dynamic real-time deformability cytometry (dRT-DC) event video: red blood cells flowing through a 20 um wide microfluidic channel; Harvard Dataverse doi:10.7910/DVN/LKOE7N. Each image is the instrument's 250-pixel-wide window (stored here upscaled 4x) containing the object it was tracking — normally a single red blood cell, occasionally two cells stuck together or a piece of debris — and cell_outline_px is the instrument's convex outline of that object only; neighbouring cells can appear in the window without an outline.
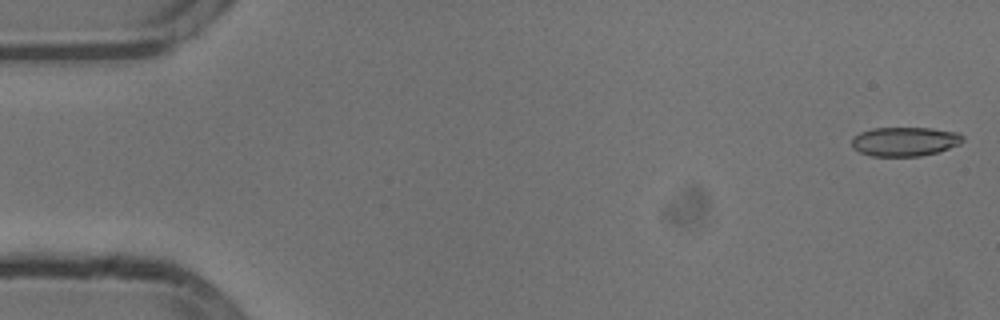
{"species": "common noctule bat (a hibernating species)", "species_latin": "Nyctalus noctula", "temperature_condition": "cold", "stored_images_in_passage": 53, "camera_frame_rate_fps": 3000, "um_per_image_px": 0.085, "animal": {"sex": "male", "body_mass_g": 13.3}, "frame": {"image": 1, "passage_image": 1, "time_ms": 0.0, "image_size_px": [1000, 320], "cell_outline_px": [[964, 140], [960, 144], [936, 152], [920, 156], [872, 156], [860, 152], [852, 148], [852, 136], [860, 132], [872, 128], [932, 128], [960, 132], [964, 136]], "centroid_in_image_um": [76.91, 12.02], "position_along_channel_um": 8.1, "area_um2": 19.02}}
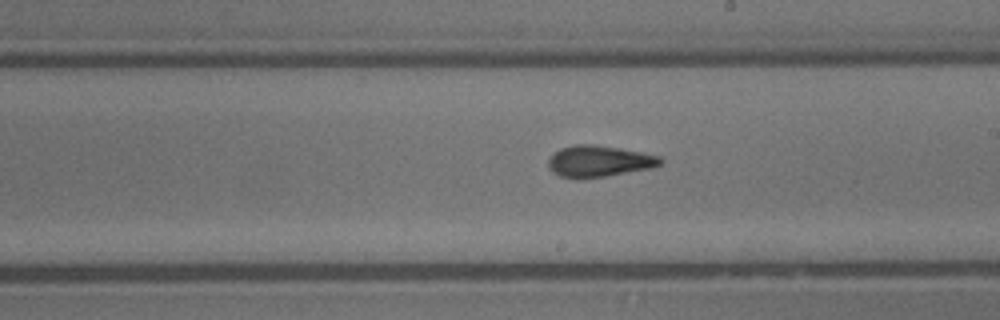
{"frame": {"image": 2, "passage_image": 30, "time_ms": 9.667, "image_size_px": [1000, 320], "cell_outline_px": [[664, 160], [660, 164], [652, 168], [604, 176], [560, 176], [552, 172], [548, 168], [548, 160], [552, 152], [560, 148], [576, 144], [592, 144], [620, 148], [660, 156]], "centroid_in_image_um": [50.91, 13.67], "position_along_channel_um": 238.1, "area_um2": 20.11}}
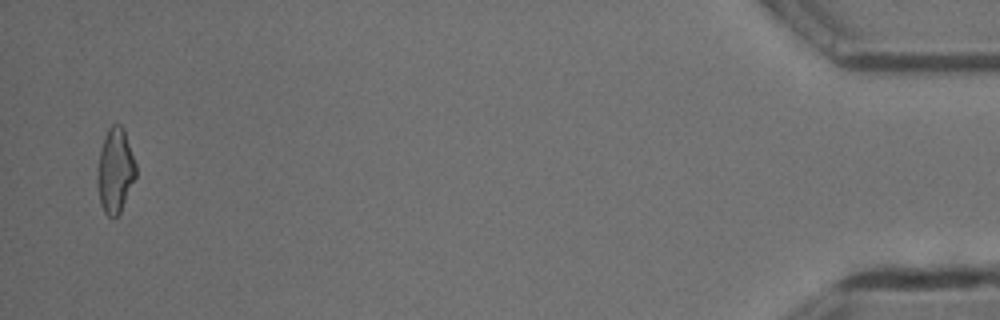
{"frame": {"image": 3, "passage_image": 52, "time_ms": 17.0, "image_size_px": [1000, 320], "cell_outline_px": [[136, 176], [120, 212], [116, 216], [108, 216], [104, 212], [100, 204], [96, 180], [96, 176], [100, 148], [104, 136], [108, 128], [112, 124], [120, 124], [124, 128], [136, 164]], "centroid_in_image_um": [9.77, 14.47], "position_along_channel_um": 425.4, "area_um2": 19.13}, "authors_computed_cell_mechanics": {"area_um2": 19.8254, "velocity_mm_per_s": 3.8268, "shape_relaxation_time_tau1_ms": null, "shape_relaxation_time_tau2_ms": 2.1791, "deformation_change_tau1": null, "deformation_change_tau2": 0.099}}